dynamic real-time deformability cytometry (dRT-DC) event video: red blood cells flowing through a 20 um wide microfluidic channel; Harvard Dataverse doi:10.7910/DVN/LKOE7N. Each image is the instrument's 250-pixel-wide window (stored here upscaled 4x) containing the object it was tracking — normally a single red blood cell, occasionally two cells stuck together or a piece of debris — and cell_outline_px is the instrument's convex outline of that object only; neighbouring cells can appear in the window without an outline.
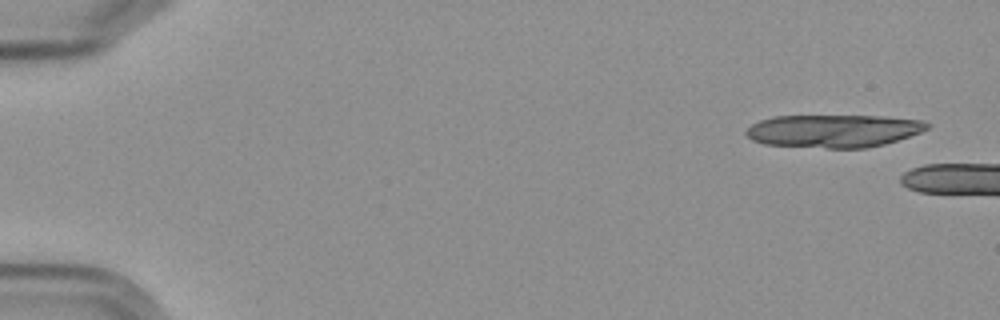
{"species": "Egyptian fruit bat (a non-hibernating species)", "species_latin": "Rousettus aegyptiacus", "temperature_condition": "cold", "stored_images_in_passage": 3, "camera_frame_rate_fps": 3000, "um_per_image_px": 0.085, "frame": {"image": 1, "passage_image": 1, "time_ms": 0.0, "image_size_px": [1000, 320], "cell_outline_px": [[932, 124], [928, 128], [920, 132], [884, 144], [868, 148], [828, 148], [764, 144], [752, 140], [744, 132], [752, 124], [760, 120], [772, 116], [884, 116], [924, 120]], "centroid_in_image_um": [70.86, 11.12], "position_along_channel_um": 14.1, "area_um2": 34.68}}